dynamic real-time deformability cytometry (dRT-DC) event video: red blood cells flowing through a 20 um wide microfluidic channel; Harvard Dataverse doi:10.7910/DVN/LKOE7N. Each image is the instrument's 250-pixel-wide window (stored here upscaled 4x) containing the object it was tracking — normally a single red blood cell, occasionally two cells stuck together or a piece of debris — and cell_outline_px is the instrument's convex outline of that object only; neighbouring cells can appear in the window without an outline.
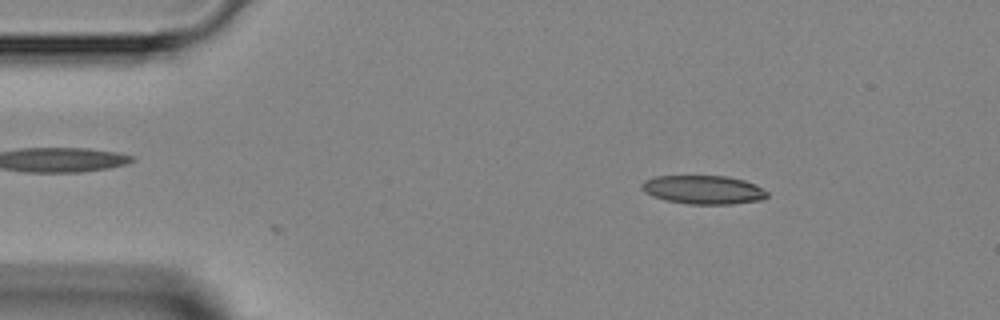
{"species": "Egyptian fruit bat (a non-hibernating species)", "species_latin": "Rousettus aegyptiacus", "temperature_condition": "room temperature", "stored_images_in_passage": 31, "camera_frame_rate_fps": 3000, "um_per_image_px": 0.085, "animal": {"sex": "female"}, "frame": {"image": 1, "passage_image": 2, "time_ms": 0.333, "image_size_px": [1000, 320], "cell_outline_px": [[768, 196], [760, 200], [732, 204], [688, 204], [664, 200], [652, 196], [644, 192], [640, 188], [640, 184], [644, 180], [656, 176], [728, 176], [744, 180], [756, 184], [768, 192]], "centroid_in_image_um": [59.76, 16.13], "position_along_channel_um": 25.2, "area_um2": 21.15}}
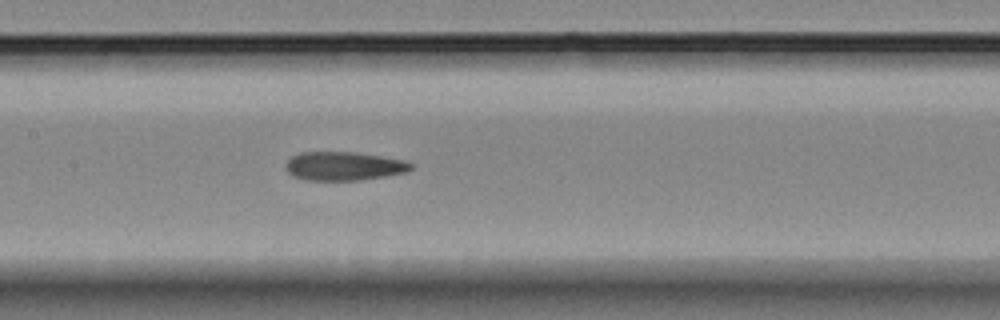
{"frame": {"image": 2, "passage_image": 17, "time_ms": 5.333, "image_size_px": [1000, 320], "cell_outline_px": [[412, 168], [408, 172], [360, 180], [304, 180], [292, 176], [284, 168], [284, 164], [292, 156], [300, 152], [356, 152], [408, 160], [412, 164]], "centroid_in_image_um": [29.22, 14.11], "position_along_channel_um": 178.2, "area_um2": 21.21}}
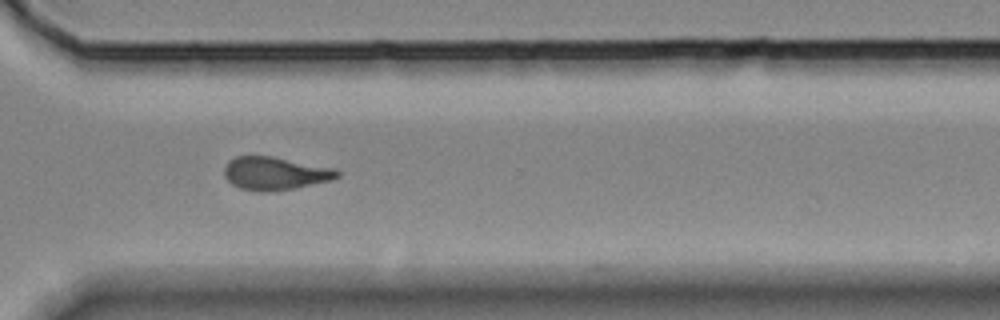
{"frame": {"image": 3, "passage_image": 29, "time_ms": 9.333, "image_size_px": [1000, 320], "cell_outline_px": [[340, 176], [332, 180], [272, 192], [268, 192], [240, 188], [232, 184], [224, 176], [224, 168], [228, 160], [236, 156], [272, 156], [336, 168], [340, 172]], "centroid_in_image_um": [23.39, 14.72], "position_along_channel_um": 347.2, "area_um2": 21.79}}